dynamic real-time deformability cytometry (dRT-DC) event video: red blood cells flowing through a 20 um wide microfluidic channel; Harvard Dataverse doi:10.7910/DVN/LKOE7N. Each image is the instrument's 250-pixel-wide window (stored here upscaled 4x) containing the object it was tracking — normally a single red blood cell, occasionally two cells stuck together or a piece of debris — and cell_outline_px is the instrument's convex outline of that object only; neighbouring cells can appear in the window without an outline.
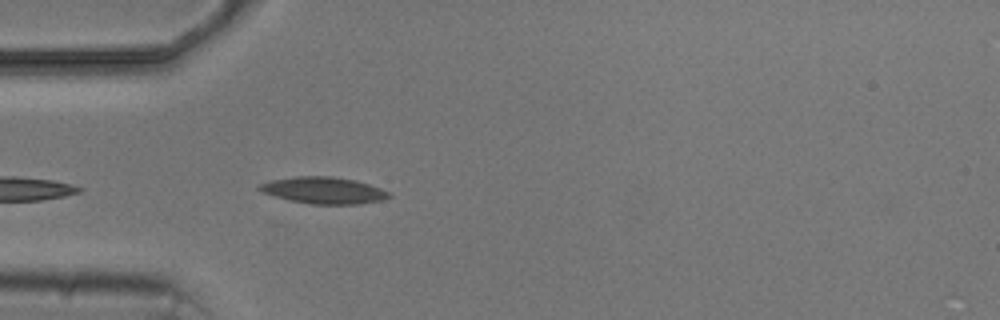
{"species": "common noctule bat (a hibernating species)", "species_latin": "Nyctalus noctula", "temperature_condition": "cold", "stored_images_in_passage": 5, "camera_frame_rate_fps": 3000, "um_per_image_px": 0.085, "animal": {"sex": "male", "body_mass_g": 20.5, "forearm_length_mm": 52.5}, "frame": {"image": 1, "passage_image": 5, "time_ms": 4.667, "image_size_px": [1000, 320], "cell_outline_px": [[392, 196], [384, 200], [360, 204], [312, 204], [292, 200], [276, 196], [264, 192], [256, 188], [260, 184], [272, 180], [296, 176], [332, 176], [356, 180], [380, 188], [388, 192]], "centroid_in_image_um": [27.56, 16.18], "position_along_channel_um": 57.4, "area_um2": 19.94}}